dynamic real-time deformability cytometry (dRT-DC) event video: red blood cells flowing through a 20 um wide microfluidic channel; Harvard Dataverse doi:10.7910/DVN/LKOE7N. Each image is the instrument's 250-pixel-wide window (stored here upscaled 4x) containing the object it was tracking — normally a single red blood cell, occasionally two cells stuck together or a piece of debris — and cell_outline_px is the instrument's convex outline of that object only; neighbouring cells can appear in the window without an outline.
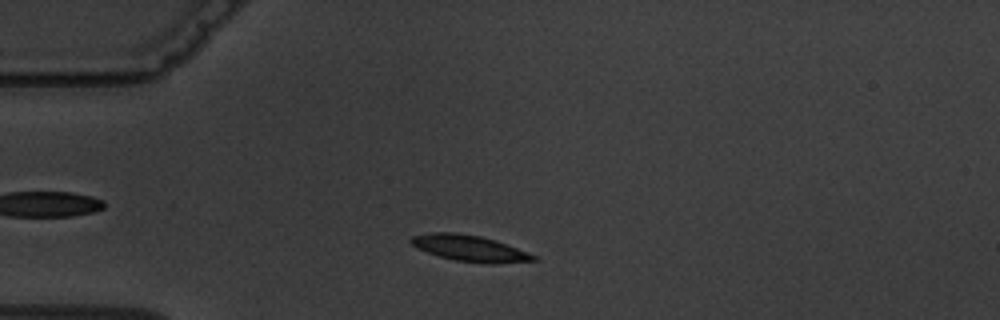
{"species": "common noctule bat (a hibernating species)", "species_latin": "Nyctalus noctula", "temperature_condition": "warm", "stored_images_in_passage": 2, "camera_frame_rate_fps": 3000, "um_per_image_px": 0.085, "animal": {"sex": "male", "body_mass_g": 19.5, "forearm_length_mm": 54.6}, "frame": {"image": 1, "passage_image": 2, "time_ms": 1.0, "image_size_px": [1000, 320], "cell_outline_px": [[536, 260], [492, 264], [488, 264], [456, 260], [440, 256], [428, 252], [412, 244], [408, 240], [412, 236], [432, 232], [456, 232], [480, 236], [496, 240], [528, 252], [536, 256]], "centroid_in_image_um": [39.93, 21.09], "position_along_channel_um": 45.1, "area_um2": 18.44}}